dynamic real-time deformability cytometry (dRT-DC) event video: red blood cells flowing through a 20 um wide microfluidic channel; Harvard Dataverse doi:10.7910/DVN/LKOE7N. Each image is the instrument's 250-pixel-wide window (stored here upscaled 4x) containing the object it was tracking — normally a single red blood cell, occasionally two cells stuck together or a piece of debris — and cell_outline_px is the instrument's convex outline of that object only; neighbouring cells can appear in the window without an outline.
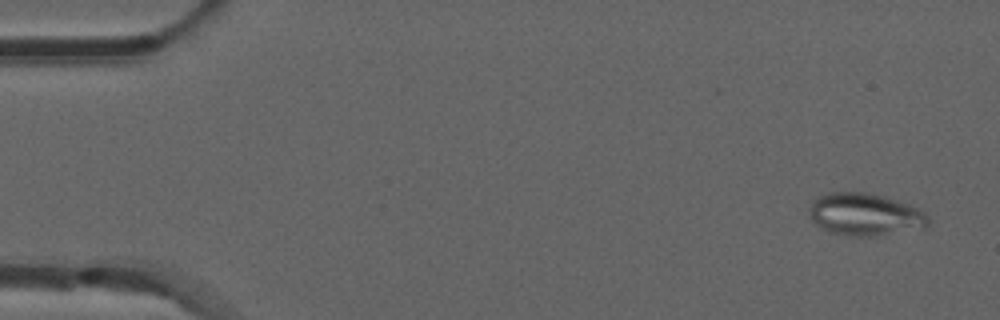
{"species": "common noctule bat (a hibernating species)", "species_latin": "Nyctalus noctula", "temperature_condition": "room temperature", "stored_images_in_passage": 53, "camera_frame_rate_fps": 3000, "um_per_image_px": 0.085, "animal": {"sex": "male", "forearm_length_mm": 52.5}, "frame": {"image": 1, "passage_image": 3, "time_ms": 0.667, "image_size_px": [1000, 320], "cell_outline_px": [[932, 220], [924, 228], [880, 236], [852, 236], [828, 232], [820, 228], [812, 220], [808, 212], [808, 208], [812, 200], [828, 192], [868, 192], [884, 196], [908, 204], [924, 212]], "centroid_in_image_um": [73.51, 18.24], "position_along_channel_um": 11.5, "area_um2": 29.82}}
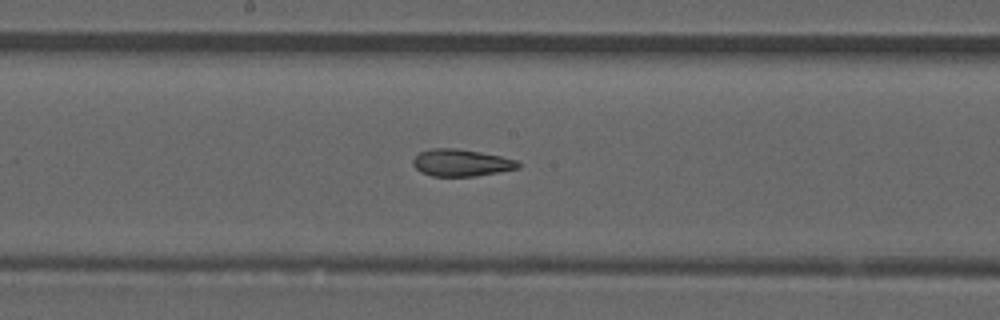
{"frame": {"image": 2, "passage_image": 28, "time_ms": 9.0, "image_size_px": [1000, 320], "cell_outline_px": [[520, 168], [476, 176], [432, 176], [420, 172], [412, 164], [412, 160], [420, 152], [432, 148], [456, 148], [480, 152], [500, 156], [516, 160], [520, 164]], "centroid_in_image_um": [39.18, 13.83], "position_along_channel_um": 209.0, "area_um2": 16.53}}
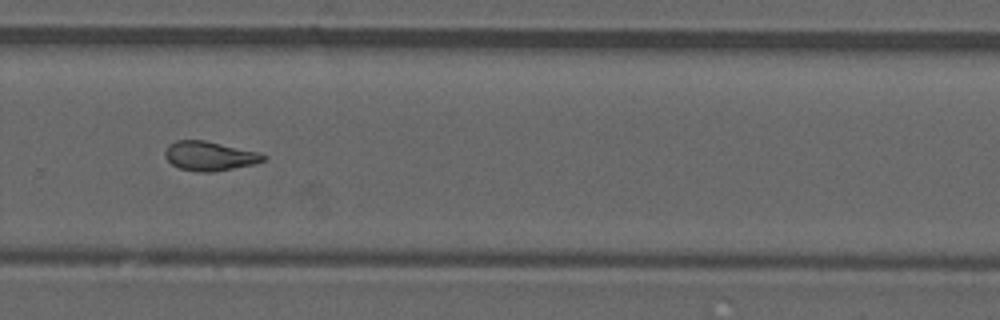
{"frame": {"image": 3, "passage_image": 36, "time_ms": 11.667, "image_size_px": [1000, 320], "cell_outline_px": [[268, 156], [264, 160], [252, 164], [212, 172], [196, 172], [180, 168], [172, 164], [164, 156], [164, 152], [168, 144], [176, 140], [204, 140], [260, 152]], "centroid_in_image_um": [17.79, 13.25], "position_along_channel_um": 312.0, "area_um2": 16.76}, "authors_computed_cell_mechanics": {"area_um2": 17.4556, "velocity_mm_per_s": 3.8708, "shape_relaxation_time_tau1_ms": null, "shape_relaxation_time_tau2_ms": 3.8523, "deformation_change_tau1": null, "deformation_change_tau2": 0.1156}}